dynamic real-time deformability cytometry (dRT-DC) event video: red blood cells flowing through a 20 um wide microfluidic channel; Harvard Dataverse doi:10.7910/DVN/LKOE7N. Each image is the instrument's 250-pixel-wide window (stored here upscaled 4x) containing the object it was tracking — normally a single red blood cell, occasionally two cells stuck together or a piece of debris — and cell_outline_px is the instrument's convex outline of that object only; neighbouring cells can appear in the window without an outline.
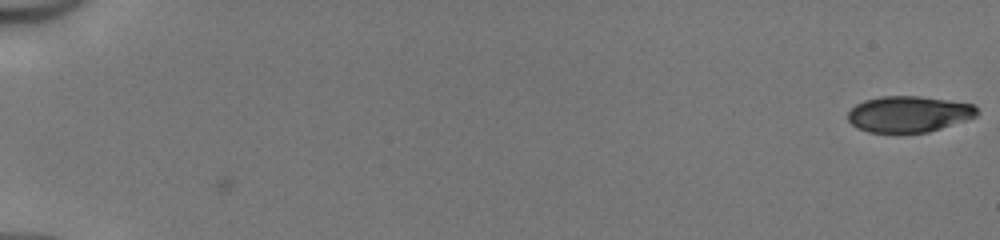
{"species": "human", "species_latin": "Homo sapiens", "temperature_condition": "cold", "stored_images_in_passage": 51, "camera_frame_rate_fps": 3000, "um_per_image_px": 0.085, "donor": {"sex": "male"}, "frame": {"image": 1, "passage_image": 1, "time_ms": 0.0, "image_size_px": [1000, 240], "cell_outline_px": [[980, 112], [976, 116], [928, 132], [868, 132], [856, 128], [848, 120], [848, 112], [856, 104], [864, 100], [880, 96], [920, 96], [948, 100], [972, 104]], "centroid_in_image_um": [77.21, 9.69], "position_along_channel_um": 7.8, "area_um2": 26.99}}
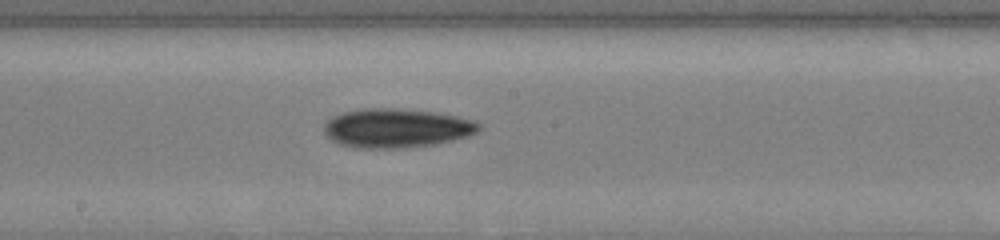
{"frame": {"image": 2, "passage_image": 30, "time_ms": 9.667, "image_size_px": [1000, 240], "cell_outline_px": [[480, 128], [476, 132], [468, 136], [436, 144], [408, 148], [356, 148], [340, 144], [332, 140], [324, 132], [324, 124], [332, 116], [344, 112], [360, 108], [396, 108], [436, 112], [456, 116], [472, 120], [480, 124]], "centroid_in_image_um": [33.68, 10.89], "position_along_channel_um": 214.5, "area_um2": 35.37}}
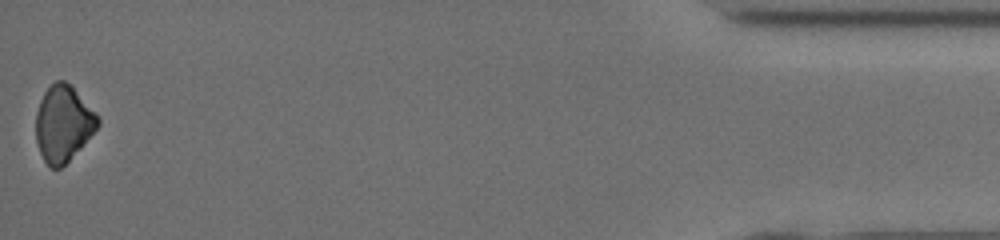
{"frame": {"image": 3, "passage_image": 51, "time_ms": 16.667, "image_size_px": [1000, 240], "cell_outline_px": [[100, 124], [80, 148], [60, 168], [52, 168], [44, 160], [40, 152], [36, 140], [36, 112], [40, 100], [44, 92], [56, 80], [64, 80], [72, 84], [100, 116]], "centroid_in_image_um": [5.39, 10.45], "position_along_channel_um": 429.8, "area_um2": 27.51}, "authors_computed_cell_mechanics": {"area_um2": 30.9808, "velocity_mm_per_s": 4.2029, "shape_relaxation_time_tau1_ms": 1.6129, "shape_relaxation_time_tau2_ms": null, "deformation_change_tau1": 0.082, "deformation_change_tau2": null}}